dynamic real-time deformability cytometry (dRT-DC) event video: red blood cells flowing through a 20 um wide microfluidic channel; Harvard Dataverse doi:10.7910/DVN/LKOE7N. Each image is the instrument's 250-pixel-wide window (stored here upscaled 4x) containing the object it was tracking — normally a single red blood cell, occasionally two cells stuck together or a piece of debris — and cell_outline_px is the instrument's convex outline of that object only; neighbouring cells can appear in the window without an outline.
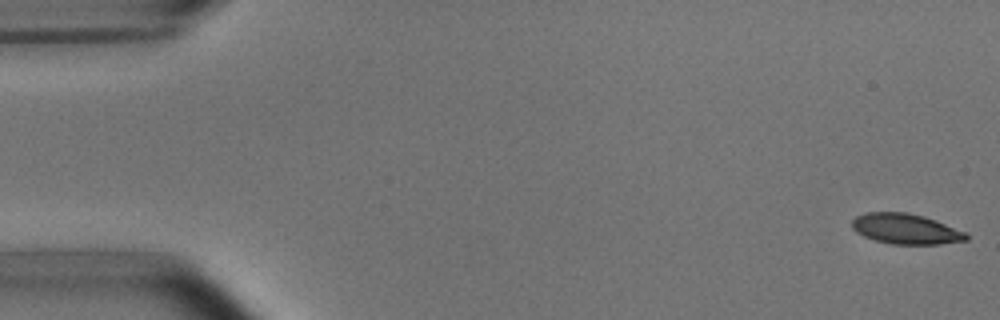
{"species": "common noctule bat (a hibernating species)", "species_latin": "Nyctalus noctula", "temperature_condition": "room temperature", "stored_images_in_passage": 53, "camera_frame_rate_fps": 3000, "um_per_image_px": 0.085, "animal": {"sex": "male", "body_mass_g": 15.6}, "frame": {"image": 1, "passage_image": 1, "time_ms": 0.0, "image_size_px": [1000, 320], "cell_outline_px": [[968, 240], [940, 244], [892, 244], [876, 240], [864, 236], [856, 232], [852, 228], [852, 220], [856, 216], [868, 212], [908, 212], [924, 216], [936, 220], [964, 232], [968, 236]], "centroid_in_image_um": [76.97, 19.45], "position_along_channel_um": 8.0, "area_um2": 20.11}}
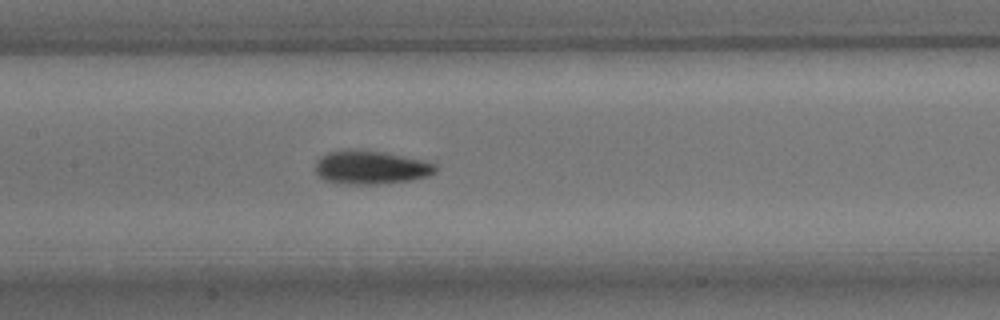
{"frame": {"image": 2, "passage_image": 25, "time_ms": 8.0, "image_size_px": [1000, 320], "cell_outline_px": [[436, 172], [428, 176], [412, 180], [376, 184], [348, 184], [324, 180], [316, 176], [316, 160], [320, 156], [328, 152], [344, 148], [348, 148], [380, 152], [420, 160], [436, 164]], "centroid_in_image_um": [31.45, 14.23], "position_along_channel_um": 176.0, "area_um2": 23.47}}
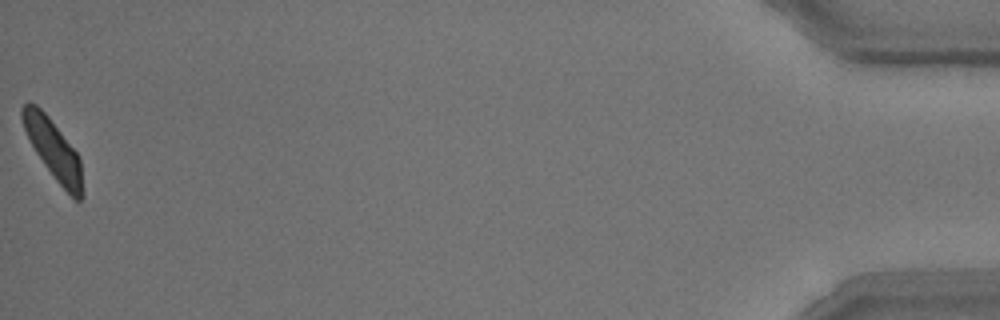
{"frame": {"image": 3, "passage_image": 53, "time_ms": 17.333, "image_size_px": [1000, 320], "cell_outline_px": [[84, 196], [80, 200], [76, 200], [56, 180], [44, 164], [36, 152], [24, 128], [20, 116], [20, 108], [24, 104], [36, 104], [48, 116], [76, 152], [80, 160], [84, 192]], "centroid_in_image_um": [4.54, 12.71], "position_along_channel_um": 430.7, "area_um2": 20.35}, "authors_computed_cell_mechanics": {"area_um2": 21.6172, "velocity_mm_per_s": 3.7712, "shape_relaxation_time_tau1_ms": 3.0345, "shape_relaxation_time_tau2_ms": 1.9049, "deformation_change_tau1": 0.1221, "deformation_change_tau2": 0.0794}}